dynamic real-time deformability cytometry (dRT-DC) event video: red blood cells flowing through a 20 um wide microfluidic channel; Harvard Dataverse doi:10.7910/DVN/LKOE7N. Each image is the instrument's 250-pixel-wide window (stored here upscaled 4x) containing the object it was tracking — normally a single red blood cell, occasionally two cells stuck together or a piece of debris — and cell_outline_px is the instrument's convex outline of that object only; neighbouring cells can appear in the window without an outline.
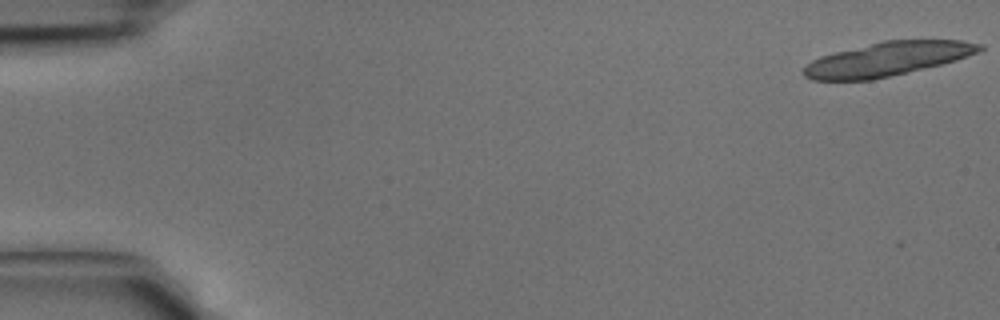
{"species": "common noctule bat (a hibernating species)", "species_latin": "Nyctalus noctula", "temperature_condition": "cold", "stored_images_in_passage": 18, "camera_frame_rate_fps": 3000, "um_per_image_px": 0.085, "animal": {"sex": "male", "body_mass_g": 15.6}, "frame": {"image": 1, "passage_image": 1, "time_ms": 0.0, "image_size_px": [1000, 320], "cell_outline_px": [[984, 48], [976, 52], [956, 60], [940, 64], [872, 80], [812, 80], [804, 76], [800, 72], [812, 60], [820, 56], [884, 40], [960, 40], [984, 44]], "centroid_in_image_um": [75.4, 5.02], "position_along_channel_um": 9.6, "area_um2": 34.33}}